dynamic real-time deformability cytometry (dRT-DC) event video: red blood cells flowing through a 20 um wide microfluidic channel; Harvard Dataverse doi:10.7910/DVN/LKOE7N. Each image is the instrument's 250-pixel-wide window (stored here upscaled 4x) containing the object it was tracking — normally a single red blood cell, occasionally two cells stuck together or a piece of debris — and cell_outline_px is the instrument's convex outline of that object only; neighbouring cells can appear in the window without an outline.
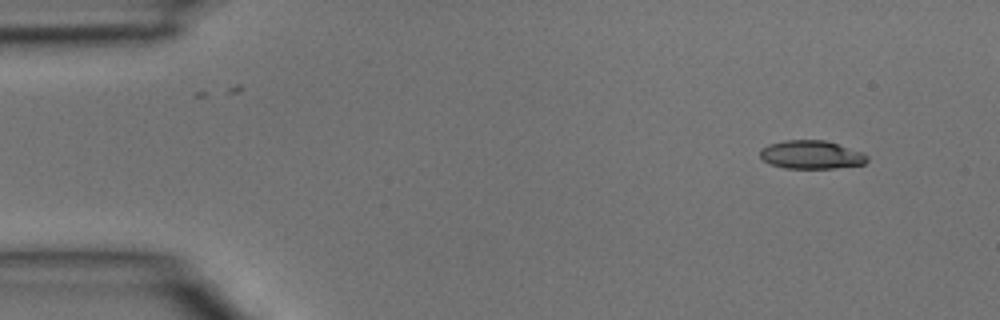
{"species": "common noctule bat (a hibernating species)", "species_latin": "Nyctalus noctula", "temperature_condition": "room temperature", "stored_images_in_passage": 5, "segment_of_instrument_passage": [2, 2], "camera_frame_rate_fps": 3000, "um_per_image_px": 0.085, "animal": {"sex": "male", "body_mass_g": 15.6}, "frame": {"image": 1, "passage_image": 5, "time_ms": 1.333, "image_size_px": [1000, 320], "cell_outline_px": [[868, 160], [864, 164], [832, 168], [784, 168], [768, 164], [760, 156], [760, 148], [768, 144], [784, 140], [824, 140], [864, 152], [868, 156]], "centroid_in_image_um": [68.94, 13.15], "position_along_channel_um": 16.1, "area_um2": 17.8}}